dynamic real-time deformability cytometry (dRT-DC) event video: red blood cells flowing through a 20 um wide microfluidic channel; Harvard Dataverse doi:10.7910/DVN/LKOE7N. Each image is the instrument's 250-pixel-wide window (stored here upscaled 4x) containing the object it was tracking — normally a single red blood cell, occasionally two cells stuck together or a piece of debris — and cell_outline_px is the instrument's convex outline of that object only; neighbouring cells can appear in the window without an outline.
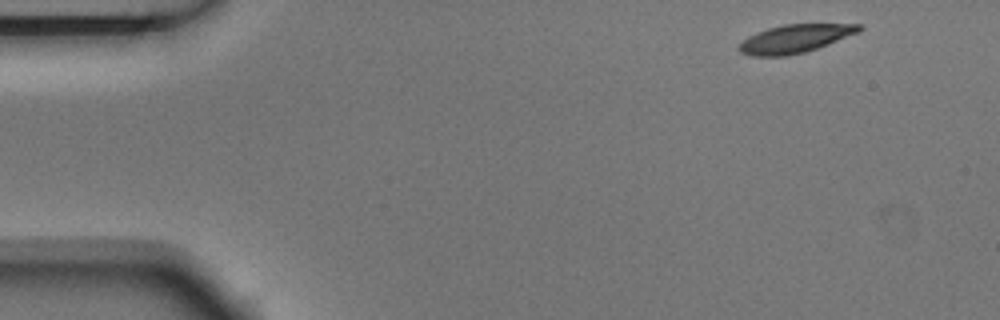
{"species": "Egyptian fruit bat (a non-hibernating species)", "species_latin": "Rousettus aegyptiacus", "temperature_condition": "room temperature", "stored_images_in_passage": 4, "camera_frame_rate_fps": 3000, "um_per_image_px": 0.085, "animal": {"sex": "male"}, "frame": {"image": 1, "passage_image": 1, "time_ms": 0.0, "image_size_px": [1000, 320], "cell_outline_px": [[864, 28], [860, 32], [816, 48], [804, 52], [784, 56], [752, 56], [740, 52], [736, 48], [748, 36], [756, 32], [768, 28], [784, 24], [860, 24]], "centroid_in_image_um": [67.56, 3.28], "position_along_channel_um": 17.4, "area_um2": 19.65}}